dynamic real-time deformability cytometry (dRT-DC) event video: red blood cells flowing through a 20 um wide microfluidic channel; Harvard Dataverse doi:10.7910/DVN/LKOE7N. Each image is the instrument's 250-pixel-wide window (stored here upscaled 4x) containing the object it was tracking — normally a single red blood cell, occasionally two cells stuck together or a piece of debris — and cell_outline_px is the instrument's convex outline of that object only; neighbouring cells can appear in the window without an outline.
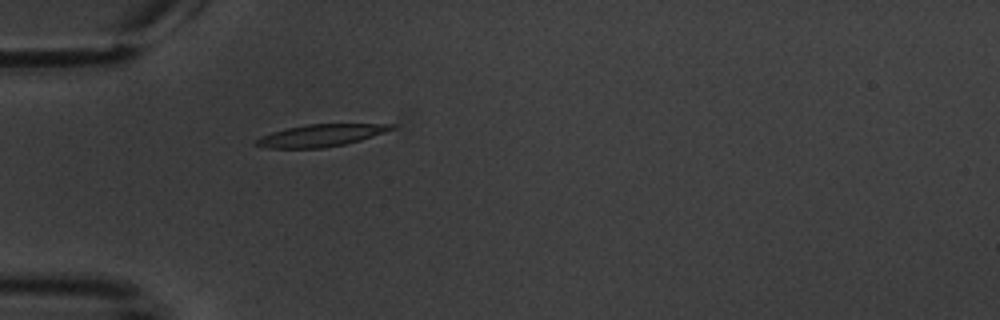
{"species": "common noctule bat (a hibernating species)", "species_latin": "Nyctalus noctula", "temperature_condition": "warm", "stored_images_in_passage": 1, "camera_frame_rate_fps": 3000, "um_per_image_px": 0.085, "animal": {"sex": "male", "body_mass_g": 20.1, "forearm_length_mm": 53.5}, "frame": {"image": 1, "passage_image": 1, "time_ms": 0.0, "image_size_px": [1000, 320], "cell_outline_px": [[396, 128], [360, 140], [344, 144], [320, 148], [268, 148], [252, 144], [260, 136], [272, 132], [288, 128], [308, 124], [396, 124]], "centroid_in_image_um": [27.24, 11.51], "position_along_channel_um": 57.8, "area_um2": 17.28}}